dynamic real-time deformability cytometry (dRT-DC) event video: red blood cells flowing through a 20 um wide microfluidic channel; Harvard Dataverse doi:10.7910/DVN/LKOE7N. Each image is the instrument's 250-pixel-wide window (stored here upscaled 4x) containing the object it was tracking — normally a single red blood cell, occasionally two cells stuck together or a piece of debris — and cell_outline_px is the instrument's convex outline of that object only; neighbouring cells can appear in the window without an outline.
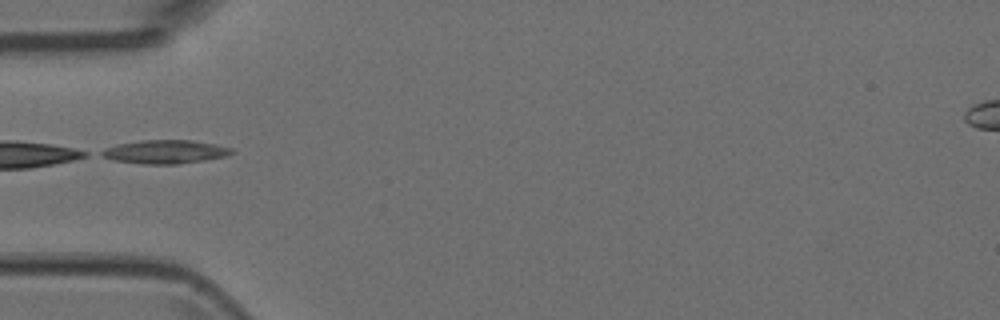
{"species": "Egyptian fruit bat (a non-hibernating species)", "species_latin": "Rousettus aegyptiacus", "temperature_condition": "room temperature", "stored_images_in_passage": 4, "camera_frame_rate_fps": 3000, "um_per_image_px": 0.085, "animal": {"sex": "female"}, "frame": {"image": 1, "passage_image": 4, "time_ms": 1.0, "image_size_px": [1000, 320], "cell_outline_px": [[236, 152], [228, 156], [204, 160], [176, 164], [144, 164], [112, 160], [100, 156], [96, 152], [104, 148], [116, 144], [140, 140], [188, 140], [216, 144], [232, 148]], "centroid_in_image_um": [13.99, 12.9], "position_along_channel_um": 71.0, "area_um2": 18.15}}